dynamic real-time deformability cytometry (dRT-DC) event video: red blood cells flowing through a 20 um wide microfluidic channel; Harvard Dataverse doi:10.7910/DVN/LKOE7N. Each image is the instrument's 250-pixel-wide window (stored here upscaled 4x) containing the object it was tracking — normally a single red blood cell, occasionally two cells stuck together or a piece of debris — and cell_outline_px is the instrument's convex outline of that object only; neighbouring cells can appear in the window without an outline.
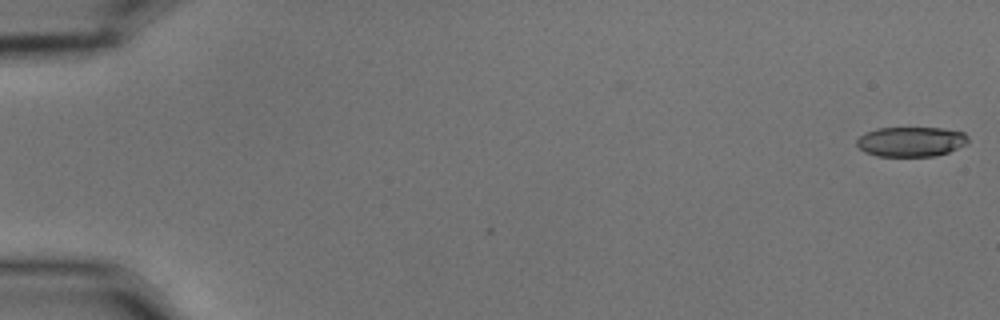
{"species": "common noctule bat (a hibernating species)", "species_latin": "Nyctalus noctula", "temperature_condition": "cold", "stored_images_in_passage": 57, "camera_frame_rate_fps": 3000, "um_per_image_px": 0.085, "animal": {"sex": "male", "body_mass_g": 15.6}, "frame": {"image": 1, "passage_image": 1, "time_ms": 0.0, "image_size_px": [1000, 320], "cell_outline_px": [[968, 144], [948, 152], [936, 156], [876, 156], [864, 152], [856, 144], [856, 140], [864, 132], [876, 128], [944, 128], [964, 132], [968, 136]], "centroid_in_image_um": [77.44, 12.04], "position_along_channel_um": 7.6, "area_um2": 19.59}}
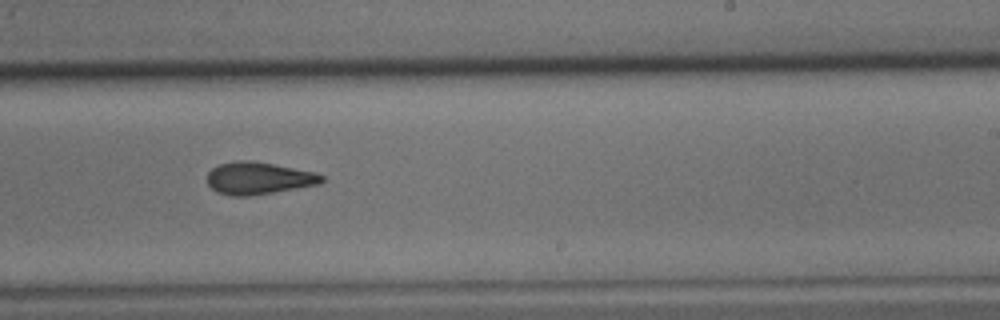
{"frame": {"image": 2, "passage_image": 36, "time_ms": 11.667, "image_size_px": [1000, 320], "cell_outline_px": [[324, 180], [320, 184], [248, 196], [232, 196], [216, 192], [208, 184], [208, 172], [212, 168], [220, 164], [236, 160], [248, 160], [272, 164], [316, 172], [324, 176]], "centroid_in_image_um": [21.97, 15.15], "position_along_channel_um": 267.0, "area_um2": 21.39}}
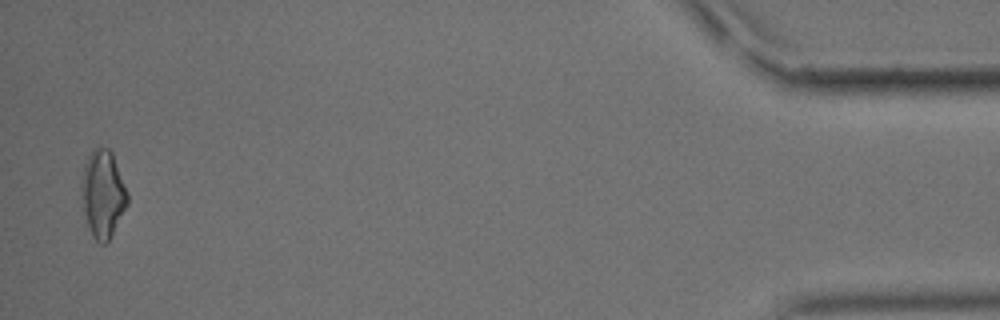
{"frame": {"image": 3, "passage_image": 56, "time_ms": 18.333, "image_size_px": [1000, 320], "cell_outline_px": [[128, 204], [108, 240], [104, 244], [100, 244], [92, 236], [80, 208], [80, 184], [84, 164], [92, 148], [108, 148], [112, 152], [128, 192]], "centroid_in_image_um": [8.7, 16.48], "position_along_channel_um": 426.5, "area_um2": 23.87}, "authors_computed_cell_mechanics": {"area_um2": 21.5016, "velocity_mm_per_s": 3.5729, "shape_relaxation_time_tau1_ms": 7.9028, "shape_relaxation_time_tau2_ms": 3.3881, "deformation_change_tau1": 0.1902, "deformation_change_tau2": 0.1086}}